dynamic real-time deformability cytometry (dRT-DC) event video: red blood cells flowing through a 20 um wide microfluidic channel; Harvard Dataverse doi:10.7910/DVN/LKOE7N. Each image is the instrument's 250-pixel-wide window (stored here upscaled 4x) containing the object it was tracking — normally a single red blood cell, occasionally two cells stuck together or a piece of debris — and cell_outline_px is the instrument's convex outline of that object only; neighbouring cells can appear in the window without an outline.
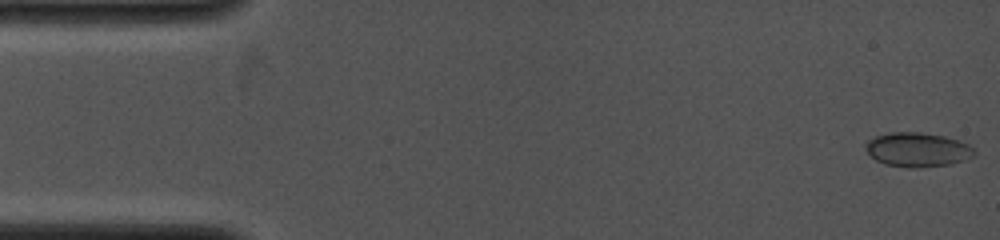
{"species": "common noctule bat (a hibernating species)", "species_latin": "Nyctalus noctula", "temperature_condition": "cold", "stored_images_in_passage": 120, "camera_frame_rate_fps": 4000, "um_per_image_px": 0.085, "animal": {"sex": "female", "body_mass_g": 19.0, "forearm_length_mm": 53.3}, "frame": {"image": 1, "passage_image": 1, "time_ms": 0.0, "image_size_px": [1000, 240], "cell_outline_px": [[976, 152], [972, 156], [964, 160], [952, 164], [912, 168], [908, 168], [884, 164], [876, 160], [864, 148], [864, 144], [868, 140], [876, 136], [888, 132], [920, 132], [944, 136], [968, 144]], "centroid_in_image_um": [77.95, 12.72], "position_along_channel_um": 7.0, "area_um2": 21.68}}
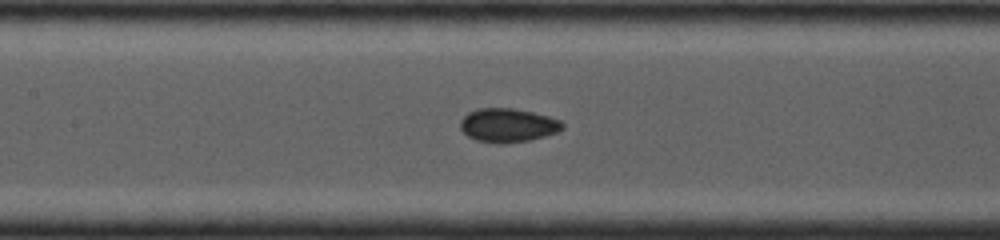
{"frame": {"image": 2, "passage_image": 52, "time_ms": 6.5, "image_size_px": [1000, 240], "cell_outline_px": [[564, 128], [556, 132], [532, 140], [504, 144], [496, 144], [476, 140], [468, 136], [460, 128], [460, 120], [468, 112], [480, 108], [512, 108], [532, 112], [548, 116], [560, 120], [564, 124]], "centroid_in_image_um": [43.16, 10.66], "position_along_channel_um": 164.2, "area_um2": 20.23}}
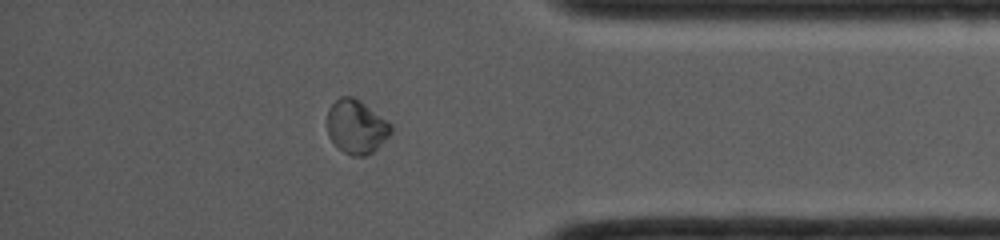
{"frame": {"image": 3, "passage_image": 102, "time_ms": 12.25, "image_size_px": [1000, 240], "cell_outline_px": [[392, 132], [372, 152], [364, 156], [352, 156], [336, 148], [328, 136], [328, 108], [340, 96], [352, 96], [360, 100], [392, 124]], "centroid_in_image_um": [30.27, 10.77], "position_along_channel_um": 404.9, "area_um2": 20.0}}